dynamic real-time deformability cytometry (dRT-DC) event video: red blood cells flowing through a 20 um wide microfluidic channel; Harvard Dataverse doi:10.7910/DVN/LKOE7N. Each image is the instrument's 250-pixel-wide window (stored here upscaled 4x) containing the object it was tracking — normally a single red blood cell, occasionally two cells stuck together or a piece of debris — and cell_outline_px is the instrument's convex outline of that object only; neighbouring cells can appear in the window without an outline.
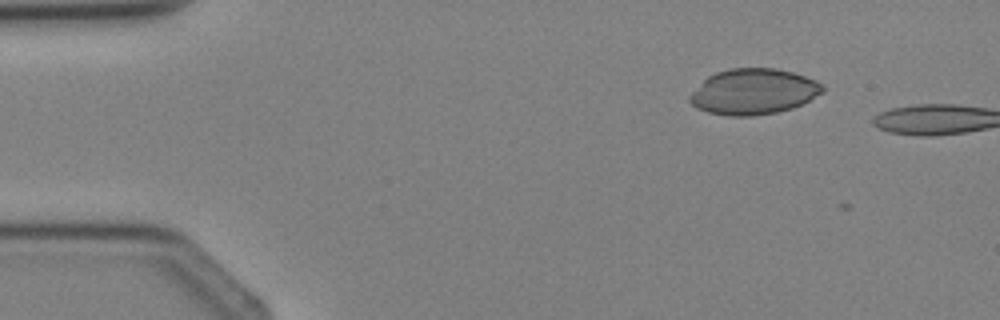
{"species": "Egyptian fruit bat (a non-hibernating species)", "species_latin": "Rousettus aegyptiacus", "temperature_condition": "cold", "stored_images_in_passage": 5, "camera_frame_rate_fps": 3000, "um_per_image_px": 0.085, "animal": {"sex": "female"}, "frame": {"image": 1, "passage_image": 2, "time_ms": 1.333, "image_size_px": [1000, 320], "cell_outline_px": [[824, 92], [792, 108], [776, 112], [752, 116], [728, 116], [708, 112], [696, 108], [688, 100], [688, 96], [708, 76], [716, 72], [728, 68], [776, 68], [792, 72], [816, 80], [824, 84]], "centroid_in_image_um": [64.04, 7.78], "position_along_channel_um": 21.0, "area_um2": 35.37}}